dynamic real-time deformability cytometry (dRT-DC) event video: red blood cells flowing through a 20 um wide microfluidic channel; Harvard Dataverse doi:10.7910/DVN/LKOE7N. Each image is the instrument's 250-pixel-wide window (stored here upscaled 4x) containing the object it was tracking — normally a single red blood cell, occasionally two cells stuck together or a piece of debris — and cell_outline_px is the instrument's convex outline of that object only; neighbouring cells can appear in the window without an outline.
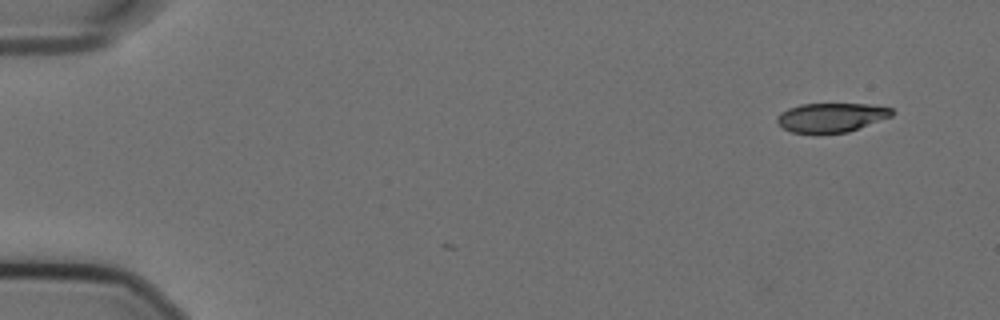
{"species": "Egyptian fruit bat (a non-hibernating species)", "species_latin": "Rousettus aegyptiacus", "temperature_condition": "cold", "stored_images_in_passage": 4, "camera_frame_rate_fps": 3000, "um_per_image_px": 0.085, "animal": {"sex": "female"}, "frame": {"image": 1, "passage_image": 1, "time_ms": 0.0, "image_size_px": [1000, 320], "cell_outline_px": [[896, 112], [892, 116], [848, 132], [792, 132], [784, 128], [776, 120], [776, 116], [780, 112], [788, 108], [800, 104], [872, 104], [892, 108]], "centroid_in_image_um": [70.69, 9.96], "position_along_channel_um": 14.3, "area_um2": 19.36}}